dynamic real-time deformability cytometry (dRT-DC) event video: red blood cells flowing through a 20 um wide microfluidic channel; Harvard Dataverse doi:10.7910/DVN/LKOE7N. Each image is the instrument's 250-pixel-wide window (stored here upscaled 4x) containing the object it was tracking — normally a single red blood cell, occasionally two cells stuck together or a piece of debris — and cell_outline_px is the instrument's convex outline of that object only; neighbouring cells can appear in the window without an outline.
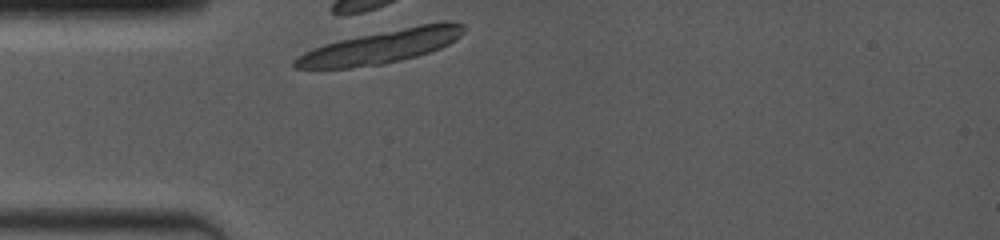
{"species": "common noctule bat (a hibernating species)", "species_latin": "Nyctalus noctula", "temperature_condition": "room temperature", "stored_images_in_passage": 1, "camera_frame_rate_fps": 4000, "um_per_image_px": 0.085, "animal": {"sex": "female", "body_mass_g": 19.0, "forearm_length_mm": 53.3}, "frame": {"image": 1, "passage_image": 1, "time_ms": 0.0, "image_size_px": [1000, 240], "cell_outline_px": [[464, 32], [460, 36], [448, 44], [440, 48], [416, 56], [384, 64], [348, 68], [292, 68], [292, 60], [304, 52], [312, 48], [324, 44], [340, 40], [420, 24], [444, 20], [452, 20], [464, 24]], "centroid_in_image_um": [32.4, 3.96], "position_along_channel_um": 52.6, "area_um2": 32.71}}